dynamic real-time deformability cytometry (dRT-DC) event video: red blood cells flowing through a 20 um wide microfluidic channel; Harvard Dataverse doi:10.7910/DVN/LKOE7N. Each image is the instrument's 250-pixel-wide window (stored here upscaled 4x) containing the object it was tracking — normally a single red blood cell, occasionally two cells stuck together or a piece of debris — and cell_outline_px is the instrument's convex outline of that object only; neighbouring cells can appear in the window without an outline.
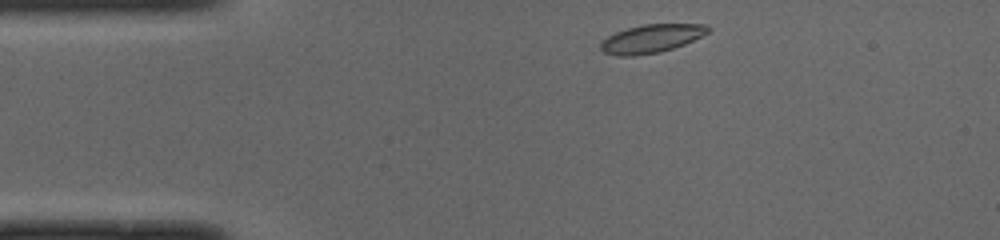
{"species": "common noctule bat (a hibernating species)", "species_latin": "Nyctalus noctula", "temperature_condition": "cold", "stored_images_in_passage": 42, "camera_frame_rate_fps": 3000, "um_per_image_px": 0.085, "animal": {"sex": "male", "body_mass_g": 19.0, "forearm_length_mm": 50.8}, "frame": {"image": 1, "passage_image": 1, "time_ms": 0.0, "image_size_px": [1000, 240], "cell_outline_px": [[712, 28], [708, 32], [684, 44], [660, 52], [632, 56], [616, 56], [604, 52], [600, 48], [600, 44], [608, 36], [616, 32], [628, 28], [644, 24], [708, 24]], "centroid_in_image_um": [55.37, 3.28], "position_along_channel_um": 29.6, "area_um2": 17.57}}
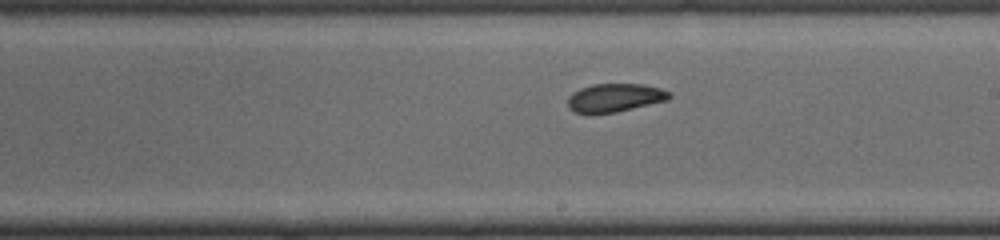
{"frame": {"image": 2, "passage_image": 20, "time_ms": 6.333, "image_size_px": [1000, 240], "cell_outline_px": [[672, 96], [668, 100], [616, 112], [576, 112], [568, 108], [568, 96], [572, 92], [580, 88], [592, 84], [644, 84], [660, 88], [668, 92]], "centroid_in_image_um": [52.26, 8.28], "position_along_channel_um": 236.7, "area_um2": 16.59}}
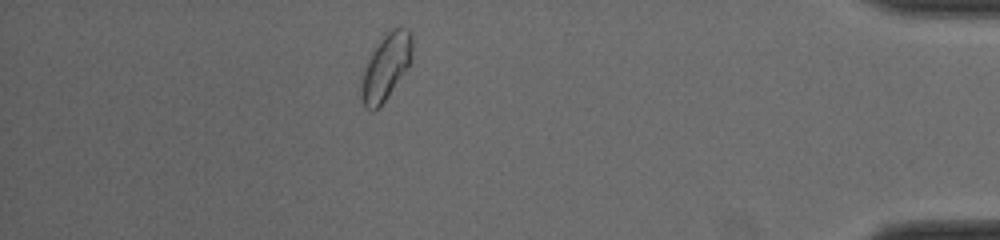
{"frame": {"image": 3, "passage_image": 36, "time_ms": 11.667, "image_size_px": [1000, 240], "cell_outline_px": [[412, 60], [380, 108], [372, 112], [364, 108], [360, 96], [360, 84], [364, 68], [372, 52], [380, 40], [392, 28], [400, 24], [408, 28], [412, 32]], "centroid_in_image_um": [32.8, 5.69], "position_along_channel_um": 402.4, "area_um2": 19.94}, "authors_computed_cell_mechanics": {"area_um2": 17.3111, "velocity_mm_per_s": 3.9919, "shape_relaxation_time_tau1_ms": 5.1777, "shape_relaxation_time_tau2_ms": 1.7726, "deformation_change_tau1": 0.1307, "deformation_change_tau2": 0.0613}}